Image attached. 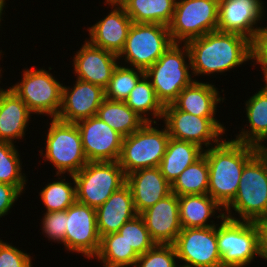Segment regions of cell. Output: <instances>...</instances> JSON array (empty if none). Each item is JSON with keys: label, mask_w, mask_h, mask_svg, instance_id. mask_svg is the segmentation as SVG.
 I'll list each match as a JSON object with an SVG mask.
<instances>
[{"label": "cell", "mask_w": 267, "mask_h": 267, "mask_svg": "<svg viewBox=\"0 0 267 267\" xmlns=\"http://www.w3.org/2000/svg\"><path fill=\"white\" fill-rule=\"evenodd\" d=\"M21 195L22 193L15 186L0 183V218L9 214V210Z\"/></svg>", "instance_id": "cell-41"}, {"label": "cell", "mask_w": 267, "mask_h": 267, "mask_svg": "<svg viewBox=\"0 0 267 267\" xmlns=\"http://www.w3.org/2000/svg\"><path fill=\"white\" fill-rule=\"evenodd\" d=\"M177 261L193 267H221L217 224L207 228H182L173 243Z\"/></svg>", "instance_id": "cell-14"}, {"label": "cell", "mask_w": 267, "mask_h": 267, "mask_svg": "<svg viewBox=\"0 0 267 267\" xmlns=\"http://www.w3.org/2000/svg\"><path fill=\"white\" fill-rule=\"evenodd\" d=\"M33 114L22 99L10 88L0 94V141L16 143L26 135Z\"/></svg>", "instance_id": "cell-23"}, {"label": "cell", "mask_w": 267, "mask_h": 267, "mask_svg": "<svg viewBox=\"0 0 267 267\" xmlns=\"http://www.w3.org/2000/svg\"><path fill=\"white\" fill-rule=\"evenodd\" d=\"M70 88L62 86V105L57 119L76 123L79 120L96 116L105 99V90L98 85L76 79Z\"/></svg>", "instance_id": "cell-17"}, {"label": "cell", "mask_w": 267, "mask_h": 267, "mask_svg": "<svg viewBox=\"0 0 267 267\" xmlns=\"http://www.w3.org/2000/svg\"><path fill=\"white\" fill-rule=\"evenodd\" d=\"M173 44L168 26L133 22L118 59L146 71Z\"/></svg>", "instance_id": "cell-9"}, {"label": "cell", "mask_w": 267, "mask_h": 267, "mask_svg": "<svg viewBox=\"0 0 267 267\" xmlns=\"http://www.w3.org/2000/svg\"><path fill=\"white\" fill-rule=\"evenodd\" d=\"M113 2H116V3H120L122 0H111Z\"/></svg>", "instance_id": "cell-47"}, {"label": "cell", "mask_w": 267, "mask_h": 267, "mask_svg": "<svg viewBox=\"0 0 267 267\" xmlns=\"http://www.w3.org/2000/svg\"><path fill=\"white\" fill-rule=\"evenodd\" d=\"M46 135L45 153L40 154L46 162L49 161L57 170L56 175H74L78 173L87 163L81 135L76 123L64 122L52 118Z\"/></svg>", "instance_id": "cell-5"}, {"label": "cell", "mask_w": 267, "mask_h": 267, "mask_svg": "<svg viewBox=\"0 0 267 267\" xmlns=\"http://www.w3.org/2000/svg\"><path fill=\"white\" fill-rule=\"evenodd\" d=\"M209 168L203 154L189 165L171 184V192L177 196L208 194Z\"/></svg>", "instance_id": "cell-32"}, {"label": "cell", "mask_w": 267, "mask_h": 267, "mask_svg": "<svg viewBox=\"0 0 267 267\" xmlns=\"http://www.w3.org/2000/svg\"><path fill=\"white\" fill-rule=\"evenodd\" d=\"M156 244H173L182 227L179 219V200L174 193L139 214Z\"/></svg>", "instance_id": "cell-20"}, {"label": "cell", "mask_w": 267, "mask_h": 267, "mask_svg": "<svg viewBox=\"0 0 267 267\" xmlns=\"http://www.w3.org/2000/svg\"><path fill=\"white\" fill-rule=\"evenodd\" d=\"M66 227L64 246L67 251L93 259L98 254L101 243L96 209L76 201L66 209Z\"/></svg>", "instance_id": "cell-13"}, {"label": "cell", "mask_w": 267, "mask_h": 267, "mask_svg": "<svg viewBox=\"0 0 267 267\" xmlns=\"http://www.w3.org/2000/svg\"><path fill=\"white\" fill-rule=\"evenodd\" d=\"M176 0H122L119 4L134 23L168 26L173 18Z\"/></svg>", "instance_id": "cell-28"}, {"label": "cell", "mask_w": 267, "mask_h": 267, "mask_svg": "<svg viewBox=\"0 0 267 267\" xmlns=\"http://www.w3.org/2000/svg\"><path fill=\"white\" fill-rule=\"evenodd\" d=\"M245 110L247 123H249L246 128H249L246 130L242 128L233 140L254 145L262 150L267 140V88L265 86L246 100Z\"/></svg>", "instance_id": "cell-26"}, {"label": "cell", "mask_w": 267, "mask_h": 267, "mask_svg": "<svg viewBox=\"0 0 267 267\" xmlns=\"http://www.w3.org/2000/svg\"><path fill=\"white\" fill-rule=\"evenodd\" d=\"M261 0H219L217 31L238 33L253 41L263 28L258 26L264 16Z\"/></svg>", "instance_id": "cell-16"}, {"label": "cell", "mask_w": 267, "mask_h": 267, "mask_svg": "<svg viewBox=\"0 0 267 267\" xmlns=\"http://www.w3.org/2000/svg\"><path fill=\"white\" fill-rule=\"evenodd\" d=\"M179 219L182 228H207L216 226L214 221L208 224L215 213L220 214L215 218L225 217L224 209L209 194H191L178 196ZM223 209V210H222ZM217 211V212H216ZM223 211V213H222Z\"/></svg>", "instance_id": "cell-25"}, {"label": "cell", "mask_w": 267, "mask_h": 267, "mask_svg": "<svg viewBox=\"0 0 267 267\" xmlns=\"http://www.w3.org/2000/svg\"><path fill=\"white\" fill-rule=\"evenodd\" d=\"M0 267H33L32 258L30 254L0 239Z\"/></svg>", "instance_id": "cell-39"}, {"label": "cell", "mask_w": 267, "mask_h": 267, "mask_svg": "<svg viewBox=\"0 0 267 267\" xmlns=\"http://www.w3.org/2000/svg\"><path fill=\"white\" fill-rule=\"evenodd\" d=\"M62 86L47 70H23L21 81L11 85L13 90L35 115L57 118L62 105Z\"/></svg>", "instance_id": "cell-11"}, {"label": "cell", "mask_w": 267, "mask_h": 267, "mask_svg": "<svg viewBox=\"0 0 267 267\" xmlns=\"http://www.w3.org/2000/svg\"><path fill=\"white\" fill-rule=\"evenodd\" d=\"M176 259L177 253L173 244H156L139 255L135 267H175L180 263Z\"/></svg>", "instance_id": "cell-37"}, {"label": "cell", "mask_w": 267, "mask_h": 267, "mask_svg": "<svg viewBox=\"0 0 267 267\" xmlns=\"http://www.w3.org/2000/svg\"><path fill=\"white\" fill-rule=\"evenodd\" d=\"M137 215L131 190L125 183L105 203L96 208L100 237L118 232L126 222Z\"/></svg>", "instance_id": "cell-22"}, {"label": "cell", "mask_w": 267, "mask_h": 267, "mask_svg": "<svg viewBox=\"0 0 267 267\" xmlns=\"http://www.w3.org/2000/svg\"><path fill=\"white\" fill-rule=\"evenodd\" d=\"M5 4H6V0H0V23H1V18H2V14H3V8L6 7Z\"/></svg>", "instance_id": "cell-43"}, {"label": "cell", "mask_w": 267, "mask_h": 267, "mask_svg": "<svg viewBox=\"0 0 267 267\" xmlns=\"http://www.w3.org/2000/svg\"><path fill=\"white\" fill-rule=\"evenodd\" d=\"M217 245L221 267H246L260 257L256 223L224 217L217 224Z\"/></svg>", "instance_id": "cell-7"}, {"label": "cell", "mask_w": 267, "mask_h": 267, "mask_svg": "<svg viewBox=\"0 0 267 267\" xmlns=\"http://www.w3.org/2000/svg\"><path fill=\"white\" fill-rule=\"evenodd\" d=\"M262 151L267 155V146L265 145Z\"/></svg>", "instance_id": "cell-46"}, {"label": "cell", "mask_w": 267, "mask_h": 267, "mask_svg": "<svg viewBox=\"0 0 267 267\" xmlns=\"http://www.w3.org/2000/svg\"><path fill=\"white\" fill-rule=\"evenodd\" d=\"M182 45L174 43L145 71L163 106L172 104L180 92L194 81L189 71L190 52L186 44Z\"/></svg>", "instance_id": "cell-4"}, {"label": "cell", "mask_w": 267, "mask_h": 267, "mask_svg": "<svg viewBox=\"0 0 267 267\" xmlns=\"http://www.w3.org/2000/svg\"><path fill=\"white\" fill-rule=\"evenodd\" d=\"M219 0H176L168 25L173 43L186 44L209 32L217 31Z\"/></svg>", "instance_id": "cell-10"}, {"label": "cell", "mask_w": 267, "mask_h": 267, "mask_svg": "<svg viewBox=\"0 0 267 267\" xmlns=\"http://www.w3.org/2000/svg\"><path fill=\"white\" fill-rule=\"evenodd\" d=\"M125 103L146 122H157L154 120L157 118L158 121L162 120L164 106L157 99L151 81L146 75L138 81ZM149 115H153V119H150Z\"/></svg>", "instance_id": "cell-31"}, {"label": "cell", "mask_w": 267, "mask_h": 267, "mask_svg": "<svg viewBox=\"0 0 267 267\" xmlns=\"http://www.w3.org/2000/svg\"><path fill=\"white\" fill-rule=\"evenodd\" d=\"M139 255L119 233L101 237L100 249L94 259L100 260L103 267H135Z\"/></svg>", "instance_id": "cell-30"}, {"label": "cell", "mask_w": 267, "mask_h": 267, "mask_svg": "<svg viewBox=\"0 0 267 267\" xmlns=\"http://www.w3.org/2000/svg\"><path fill=\"white\" fill-rule=\"evenodd\" d=\"M75 54L72 66L76 78L105 89L115 68L120 64L118 56L91 45L87 40Z\"/></svg>", "instance_id": "cell-18"}, {"label": "cell", "mask_w": 267, "mask_h": 267, "mask_svg": "<svg viewBox=\"0 0 267 267\" xmlns=\"http://www.w3.org/2000/svg\"><path fill=\"white\" fill-rule=\"evenodd\" d=\"M203 149L198 145L169 138L166 152L159 164V169L165 179L173 181L191 164L203 155Z\"/></svg>", "instance_id": "cell-27"}, {"label": "cell", "mask_w": 267, "mask_h": 267, "mask_svg": "<svg viewBox=\"0 0 267 267\" xmlns=\"http://www.w3.org/2000/svg\"><path fill=\"white\" fill-rule=\"evenodd\" d=\"M20 161L16 145L0 141V183L13 185L23 193L28 179L25 173H22Z\"/></svg>", "instance_id": "cell-34"}, {"label": "cell", "mask_w": 267, "mask_h": 267, "mask_svg": "<svg viewBox=\"0 0 267 267\" xmlns=\"http://www.w3.org/2000/svg\"><path fill=\"white\" fill-rule=\"evenodd\" d=\"M260 258L267 260V216L257 220Z\"/></svg>", "instance_id": "cell-42"}, {"label": "cell", "mask_w": 267, "mask_h": 267, "mask_svg": "<svg viewBox=\"0 0 267 267\" xmlns=\"http://www.w3.org/2000/svg\"><path fill=\"white\" fill-rule=\"evenodd\" d=\"M259 147L223 139L203 151L209 168L208 194L225 209L235 198L244 166Z\"/></svg>", "instance_id": "cell-2"}, {"label": "cell", "mask_w": 267, "mask_h": 267, "mask_svg": "<svg viewBox=\"0 0 267 267\" xmlns=\"http://www.w3.org/2000/svg\"><path fill=\"white\" fill-rule=\"evenodd\" d=\"M252 62L253 66L254 64L261 66L264 81H267V26L263 27L252 41Z\"/></svg>", "instance_id": "cell-40"}, {"label": "cell", "mask_w": 267, "mask_h": 267, "mask_svg": "<svg viewBox=\"0 0 267 267\" xmlns=\"http://www.w3.org/2000/svg\"><path fill=\"white\" fill-rule=\"evenodd\" d=\"M224 211L226 218L238 221L256 222L267 216V155L262 150L244 166L236 196Z\"/></svg>", "instance_id": "cell-3"}, {"label": "cell", "mask_w": 267, "mask_h": 267, "mask_svg": "<svg viewBox=\"0 0 267 267\" xmlns=\"http://www.w3.org/2000/svg\"><path fill=\"white\" fill-rule=\"evenodd\" d=\"M186 45L193 77L221 74L252 60V41L238 33L213 31Z\"/></svg>", "instance_id": "cell-1"}, {"label": "cell", "mask_w": 267, "mask_h": 267, "mask_svg": "<svg viewBox=\"0 0 267 267\" xmlns=\"http://www.w3.org/2000/svg\"><path fill=\"white\" fill-rule=\"evenodd\" d=\"M1 52H2V50H0V56L2 55ZM1 71H2V69H1V67H0V79L2 78V77H1V76H2V74H1L2 72H1ZM3 90H4V89L0 87V94H1V92H2Z\"/></svg>", "instance_id": "cell-44"}, {"label": "cell", "mask_w": 267, "mask_h": 267, "mask_svg": "<svg viewBox=\"0 0 267 267\" xmlns=\"http://www.w3.org/2000/svg\"><path fill=\"white\" fill-rule=\"evenodd\" d=\"M218 88L209 82H199L196 79L185 87L172 103L178 110L198 117H215L217 104L224 98L219 97Z\"/></svg>", "instance_id": "cell-24"}, {"label": "cell", "mask_w": 267, "mask_h": 267, "mask_svg": "<svg viewBox=\"0 0 267 267\" xmlns=\"http://www.w3.org/2000/svg\"><path fill=\"white\" fill-rule=\"evenodd\" d=\"M97 116L123 137L139 130L146 123L125 101H112L106 98L100 105Z\"/></svg>", "instance_id": "cell-29"}, {"label": "cell", "mask_w": 267, "mask_h": 267, "mask_svg": "<svg viewBox=\"0 0 267 267\" xmlns=\"http://www.w3.org/2000/svg\"><path fill=\"white\" fill-rule=\"evenodd\" d=\"M73 176L76 201L95 209L126 183V175L118 161L88 162Z\"/></svg>", "instance_id": "cell-8"}, {"label": "cell", "mask_w": 267, "mask_h": 267, "mask_svg": "<svg viewBox=\"0 0 267 267\" xmlns=\"http://www.w3.org/2000/svg\"><path fill=\"white\" fill-rule=\"evenodd\" d=\"M138 214L171 194V184L162 175L159 167L145 168L126 175Z\"/></svg>", "instance_id": "cell-21"}, {"label": "cell", "mask_w": 267, "mask_h": 267, "mask_svg": "<svg viewBox=\"0 0 267 267\" xmlns=\"http://www.w3.org/2000/svg\"><path fill=\"white\" fill-rule=\"evenodd\" d=\"M88 162L118 161L123 136L97 115L76 122Z\"/></svg>", "instance_id": "cell-15"}, {"label": "cell", "mask_w": 267, "mask_h": 267, "mask_svg": "<svg viewBox=\"0 0 267 267\" xmlns=\"http://www.w3.org/2000/svg\"><path fill=\"white\" fill-rule=\"evenodd\" d=\"M118 232L138 255L144 254L156 245L139 214L126 222Z\"/></svg>", "instance_id": "cell-36"}, {"label": "cell", "mask_w": 267, "mask_h": 267, "mask_svg": "<svg viewBox=\"0 0 267 267\" xmlns=\"http://www.w3.org/2000/svg\"><path fill=\"white\" fill-rule=\"evenodd\" d=\"M41 220L42 233L52 242L63 243L66 233V210L45 212Z\"/></svg>", "instance_id": "cell-38"}, {"label": "cell", "mask_w": 267, "mask_h": 267, "mask_svg": "<svg viewBox=\"0 0 267 267\" xmlns=\"http://www.w3.org/2000/svg\"><path fill=\"white\" fill-rule=\"evenodd\" d=\"M73 182L65 179L48 183L39 193L46 212L63 211L76 202V185L74 176L70 175ZM74 184V185H73Z\"/></svg>", "instance_id": "cell-33"}, {"label": "cell", "mask_w": 267, "mask_h": 267, "mask_svg": "<svg viewBox=\"0 0 267 267\" xmlns=\"http://www.w3.org/2000/svg\"><path fill=\"white\" fill-rule=\"evenodd\" d=\"M152 124L158 125L157 122H146L139 130L123 138L118 163L125 175L140 169L159 167L170 136L166 126L159 130Z\"/></svg>", "instance_id": "cell-6"}, {"label": "cell", "mask_w": 267, "mask_h": 267, "mask_svg": "<svg viewBox=\"0 0 267 267\" xmlns=\"http://www.w3.org/2000/svg\"><path fill=\"white\" fill-rule=\"evenodd\" d=\"M106 4L111 5L110 13L88 28L90 38L87 41L118 56L123 50L133 21L119 3L105 0Z\"/></svg>", "instance_id": "cell-19"}, {"label": "cell", "mask_w": 267, "mask_h": 267, "mask_svg": "<svg viewBox=\"0 0 267 267\" xmlns=\"http://www.w3.org/2000/svg\"><path fill=\"white\" fill-rule=\"evenodd\" d=\"M175 267H193V266H188V265H184V264H180V265H176Z\"/></svg>", "instance_id": "cell-45"}, {"label": "cell", "mask_w": 267, "mask_h": 267, "mask_svg": "<svg viewBox=\"0 0 267 267\" xmlns=\"http://www.w3.org/2000/svg\"><path fill=\"white\" fill-rule=\"evenodd\" d=\"M144 75L145 71L142 69L118 64L108 86L104 89L105 98L112 101H125Z\"/></svg>", "instance_id": "cell-35"}, {"label": "cell", "mask_w": 267, "mask_h": 267, "mask_svg": "<svg viewBox=\"0 0 267 267\" xmlns=\"http://www.w3.org/2000/svg\"><path fill=\"white\" fill-rule=\"evenodd\" d=\"M162 120L171 138L194 143L203 150V146L208 149L219 144L226 132L216 117H198L178 110L173 104L164 106Z\"/></svg>", "instance_id": "cell-12"}]
</instances>
